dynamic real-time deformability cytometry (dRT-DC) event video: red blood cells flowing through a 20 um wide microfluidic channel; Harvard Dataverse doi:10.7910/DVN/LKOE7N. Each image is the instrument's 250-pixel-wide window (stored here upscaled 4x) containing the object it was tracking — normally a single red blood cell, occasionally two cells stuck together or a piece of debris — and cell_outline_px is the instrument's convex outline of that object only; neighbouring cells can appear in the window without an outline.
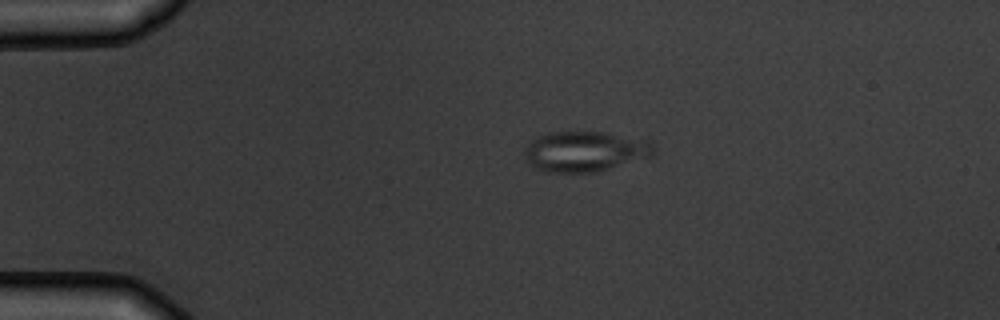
{"species": "common noctule bat (a hibernating species)", "species_latin": "Nyctalus noctula", "temperature_condition": "warm", "stored_images_in_passage": 3, "camera_frame_rate_fps": 3000, "um_per_image_px": 0.085, "animal": {"sex": "male", "body_mass_g": 19.5, "forearm_length_mm": 54.6}, "frame": {"image": 1, "passage_image": 3, "time_ms": 3.333, "image_size_px": [1000, 320], "cell_outline_px": [[656, 140], [652, 156], [596, 172], [544, 172], [532, 168], [528, 164], [524, 152], [528, 144], [532, 140], [548, 132], [604, 132]], "centroid_in_image_um": [49.76, 12.86], "position_along_channel_um": 35.2, "area_um2": 30.75}}